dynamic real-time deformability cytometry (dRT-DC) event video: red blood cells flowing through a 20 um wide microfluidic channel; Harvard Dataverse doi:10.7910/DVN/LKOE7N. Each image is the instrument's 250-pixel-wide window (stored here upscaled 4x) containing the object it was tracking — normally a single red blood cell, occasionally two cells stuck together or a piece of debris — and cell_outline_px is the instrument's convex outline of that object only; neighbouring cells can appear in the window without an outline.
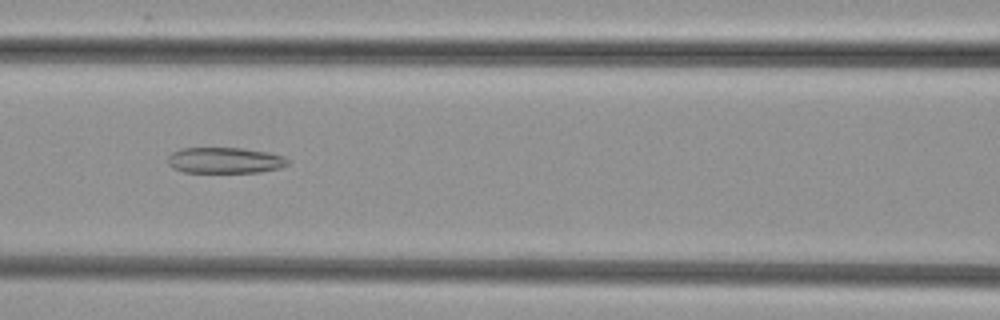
{"species": "common noctule bat (a hibernating species)", "species_latin": "Nyctalus noctula", "temperature_condition": "cold", "stored_images_in_passage": 42, "camera_frame_rate_fps": 3000, "um_per_image_px": 0.085, "animal": {"sex": "female", "body_mass_g": 29.2, "forearm_length_mm": 56.3}, "frame": {"image": 1, "passage_image": 13, "time_ms": 4.0, "image_size_px": [1000, 320], "cell_outline_px": [[288, 164], [280, 168], [260, 172], [184, 172], [172, 168], [168, 164], [168, 156], [172, 152], [180, 148], [244, 148], [268, 152], [284, 156], [288, 160]], "centroid_in_image_um": [19.1, 13.62], "position_along_channel_um": 147.5, "area_um2": 18.21}}
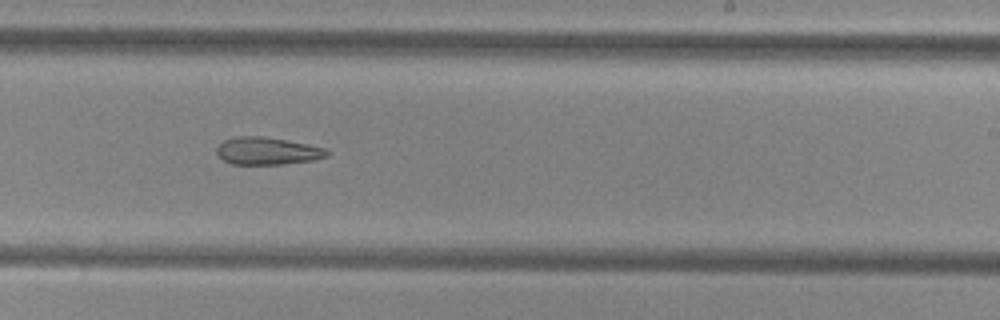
{"frame": {"image": 2, "passage_image": 22, "time_ms": 7.0, "image_size_px": [1000, 320], "cell_outline_px": [[332, 152], [328, 156], [312, 160], [280, 164], [232, 164], [224, 160], [216, 152], [216, 148], [224, 140], [236, 136], [264, 136], [308, 144], [324, 148]], "centroid_in_image_um": [22.73, 12.82], "position_along_channel_um": 266.3, "area_um2": 17.57}}
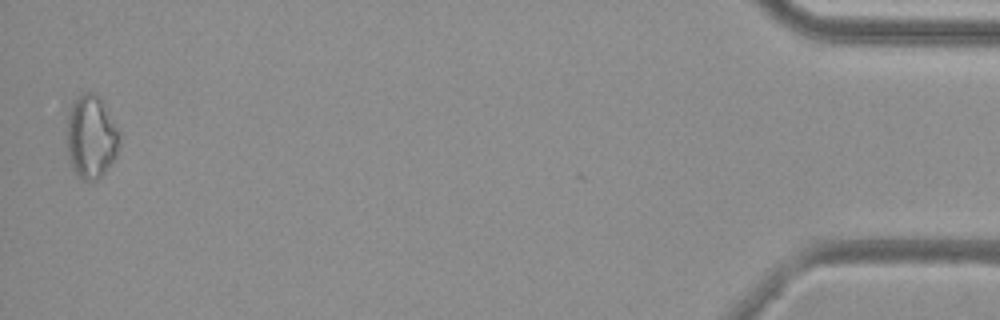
{"frame": {"image": 3, "passage_image": 41, "time_ms": 13.333, "image_size_px": [1000, 320], "cell_outline_px": [[120, 144], [116, 156], [104, 172], [96, 180], [84, 180], [72, 168], [68, 156], [64, 132], [68, 108], [72, 100], [84, 92], [96, 92], [100, 96], [120, 132]], "centroid_in_image_um": [7.7, 11.57], "position_along_channel_um": 427.5, "area_um2": 26.3}}